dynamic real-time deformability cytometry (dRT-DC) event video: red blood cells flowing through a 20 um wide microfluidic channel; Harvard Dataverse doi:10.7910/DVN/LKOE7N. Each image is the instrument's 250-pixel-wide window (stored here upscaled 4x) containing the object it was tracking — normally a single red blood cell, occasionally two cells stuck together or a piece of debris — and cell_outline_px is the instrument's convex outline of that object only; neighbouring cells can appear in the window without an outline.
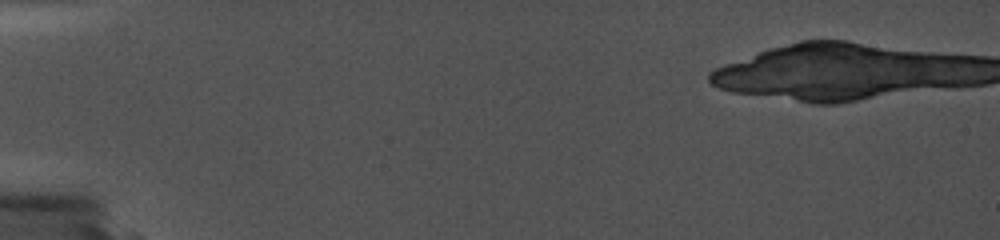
{"species": "common noctule bat (a hibernating species)", "species_latin": "Nyctalus noctula", "temperature_condition": "cold", "stored_images_in_passage": 2, "camera_frame_rate_fps": 5000, "um_per_image_px": 0.085, "animal": {"sex": "female", "body_mass_g": 19.0, "forearm_length_mm": 56.7}, "frame": {"image": 1, "passage_image": 1, "time_ms": 0.0, "image_size_px": [1000, 240], "cell_outline_px": [[680, 136], [632, 140], [628, 140], [536, 136], [512, 128], [544, 124], [636, 128], [680, 132]], "centroid_in_image_um": [50.61, 11.24], "position_along_channel_um": 34.4, "area_um2": 12.31}}